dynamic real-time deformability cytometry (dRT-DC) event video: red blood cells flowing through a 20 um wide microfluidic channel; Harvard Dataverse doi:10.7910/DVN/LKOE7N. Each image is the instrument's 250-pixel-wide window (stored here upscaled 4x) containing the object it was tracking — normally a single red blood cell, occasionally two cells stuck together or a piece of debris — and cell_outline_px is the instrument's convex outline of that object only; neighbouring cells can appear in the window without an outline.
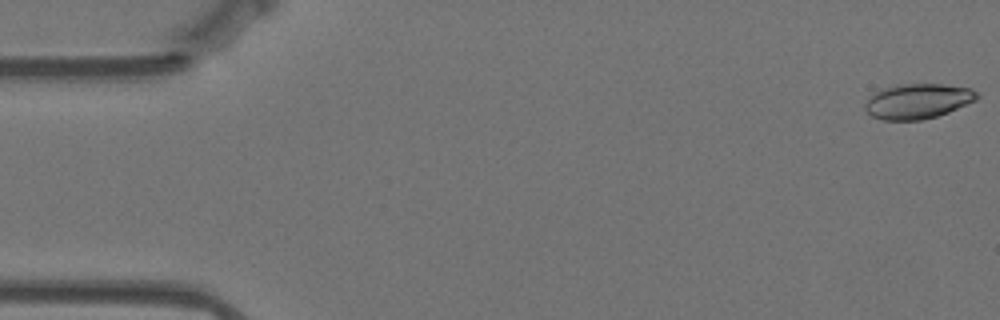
{"species": "Egyptian fruit bat (a non-hibernating species)", "species_latin": "Rousettus aegyptiacus", "temperature_condition": "warm", "stored_images_in_passage": 57, "camera_frame_rate_fps": 3000, "um_per_image_px": 0.085, "animal": {"sex": "female"}, "frame": {"image": 1, "passage_image": 1, "time_ms": 0.0, "image_size_px": [1000, 320], "cell_outline_px": [[980, 96], [976, 100], [948, 112], [936, 116], [920, 120], [884, 120], [872, 116], [864, 108], [864, 104], [872, 92], [896, 84], [944, 84], [972, 88]], "centroid_in_image_um": [77.99, 8.59], "position_along_channel_um": 7.0, "area_um2": 22.95}}
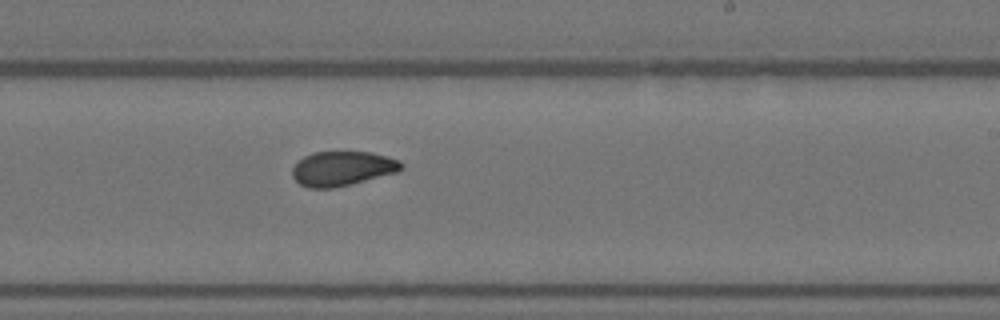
{"frame": {"image": 2, "passage_image": 34, "time_ms": 11.0, "image_size_px": [1000, 320], "cell_outline_px": [[404, 168], [400, 172], [352, 184], [332, 188], [308, 188], [300, 184], [292, 176], [292, 168], [304, 156], [312, 152], [372, 152], [388, 156], [400, 160], [404, 164]], "centroid_in_image_um": [29.16, 14.33], "position_along_channel_um": 259.8, "area_um2": 22.25}}
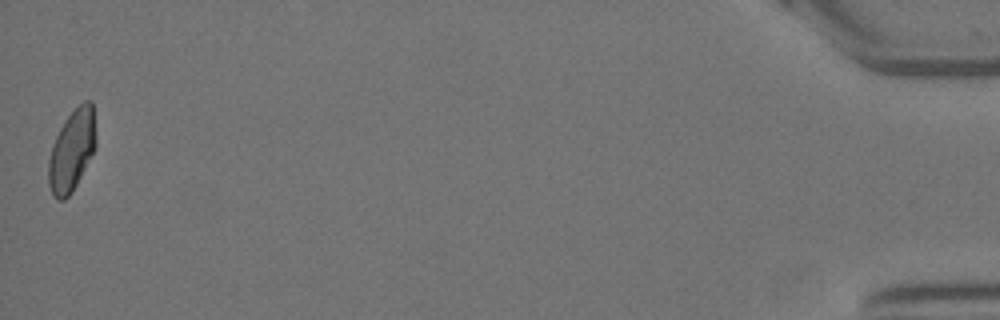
{"frame": {"image": 3, "passage_image": 57, "time_ms": 18.667, "image_size_px": [1000, 320], "cell_outline_px": [[96, 148], [72, 192], [64, 200], [56, 200], [52, 196], [48, 184], [48, 160], [52, 144], [60, 128], [68, 116], [84, 100], [92, 100], [96, 136]], "centroid_in_image_um": [6.1, 12.82], "position_along_channel_um": 429.1, "area_um2": 22.6}, "authors_computed_cell_mechanics": {"area_um2": 22.4264, "velocity_mm_per_s": 3.5095, "shape_relaxation_time_tau1_ms": null, "shape_relaxation_time_tau2_ms": 1.5809, "deformation_change_tau1": null, "deformation_change_tau2": 0.0577}}